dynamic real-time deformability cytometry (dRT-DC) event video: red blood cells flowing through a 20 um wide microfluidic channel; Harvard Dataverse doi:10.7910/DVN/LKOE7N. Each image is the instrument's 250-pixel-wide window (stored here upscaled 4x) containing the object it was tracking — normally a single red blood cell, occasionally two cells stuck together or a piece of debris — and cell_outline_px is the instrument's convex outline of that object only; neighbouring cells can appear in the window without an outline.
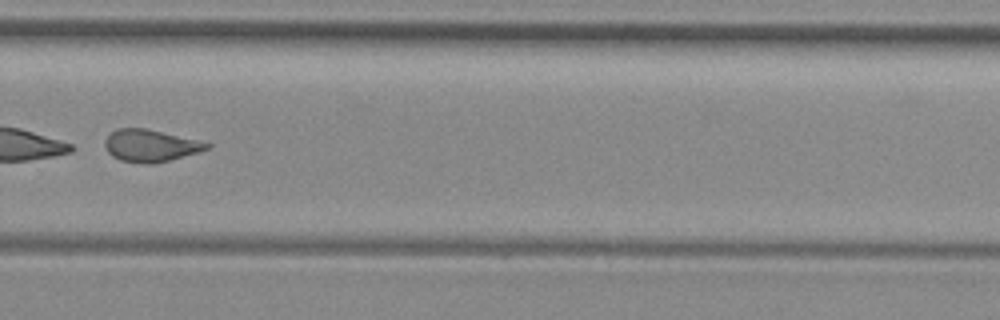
{"species": "common noctule bat (a hibernating species)", "species_latin": "Nyctalus noctula", "temperature_condition": "room temperature", "stored_images_in_passage": 45, "camera_frame_rate_fps": 3000, "um_per_image_px": 0.085, "animal": {"sex": "female", "body_mass_g": 29.2, "forearm_length_mm": 56.3}, "frame": {"image": 1, "passage_image": 28, "time_ms": 9.0, "image_size_px": [1000, 320], "cell_outline_px": [[212, 148], [168, 160], [152, 164], [144, 164], [120, 160], [112, 156], [108, 152], [104, 144], [104, 140], [116, 128], [144, 128], [200, 140], [212, 144]], "centroid_in_image_um": [12.79, 12.37], "position_along_channel_um": 317.0, "area_um2": 19.07}, "authors_computed_cell_mechanics": {"area_um2": 18.9006, "velocity_mm_per_s": 4.0066, "shape_relaxation_time_tau1_ms": 0.298, "shape_relaxation_time_tau2_ms": 2.1655, "deformation_change_tau1": 0.2458, "deformation_change_tau2": 0.1141}}